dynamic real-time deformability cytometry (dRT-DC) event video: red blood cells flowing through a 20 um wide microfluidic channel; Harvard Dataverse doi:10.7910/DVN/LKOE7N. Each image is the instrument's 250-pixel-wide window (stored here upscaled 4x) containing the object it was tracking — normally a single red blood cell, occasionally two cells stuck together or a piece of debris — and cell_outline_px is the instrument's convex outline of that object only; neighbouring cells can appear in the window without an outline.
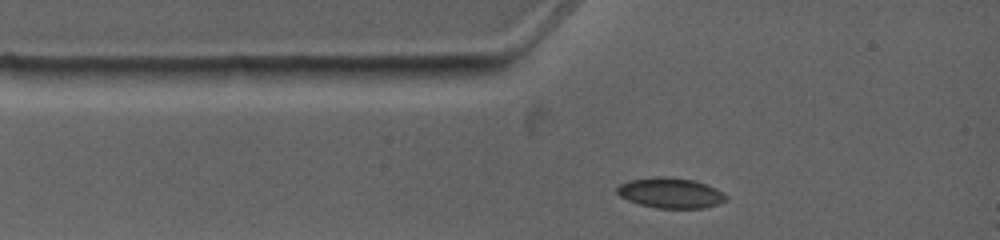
{"species": "common noctule bat (a hibernating species)", "species_latin": "Nyctalus noctula", "temperature_condition": "warm", "stored_images_in_passage": 3, "camera_frame_rate_fps": 4500, "um_per_image_px": 0.085, "animal": {"sex": "female", "body_mass_g": 19.0, "forearm_length_mm": 53.3}, "frame": {"image": 1, "passage_image": 1, "time_ms": 0.0, "image_size_px": [1000, 240], "cell_outline_px": [[728, 200], [704, 208], [656, 208], [640, 204], [628, 200], [620, 196], [616, 192], [616, 188], [620, 184], [628, 180], [656, 176], [664, 176], [692, 180], [704, 184], [728, 196]], "centroid_in_image_um": [56.94, 16.4], "position_along_channel_um": 28.1, "area_um2": 19.07}}
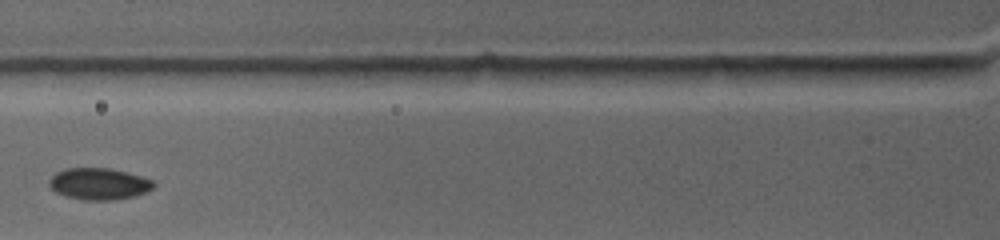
{"frame": {"image": 2, "passage_image": 3, "time_ms": 2.444, "image_size_px": [1000, 240], "cell_outline_px": [[156, 184], [148, 192], [132, 196], [112, 200], [84, 200], [64, 196], [56, 192], [48, 184], [48, 180], [56, 172], [64, 168], [112, 168], [128, 172], [152, 180]], "centroid_in_image_um": [8.39, 15.62], "position_along_channel_um": 117.4, "area_um2": 19.36}}